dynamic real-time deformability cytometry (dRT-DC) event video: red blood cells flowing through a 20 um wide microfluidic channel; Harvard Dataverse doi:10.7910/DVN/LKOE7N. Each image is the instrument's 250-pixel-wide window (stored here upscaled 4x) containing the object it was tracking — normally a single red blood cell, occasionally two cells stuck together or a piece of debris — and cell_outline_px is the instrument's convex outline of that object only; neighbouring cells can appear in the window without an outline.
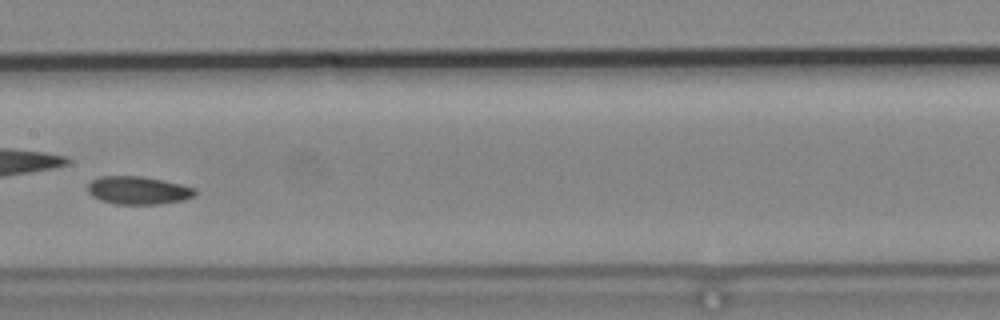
{"species": "common noctule bat (a hibernating species)", "species_latin": "Nyctalus noctula", "temperature_condition": "cold", "stored_images_in_passage": 7, "camera_frame_rate_fps": 3000, "um_per_image_px": 0.085, "animal": {"sex": "male", "body_mass_g": 19.2, "forearm_length_mm": 51.8}, "frame": {"image": 1, "passage_image": 5, "time_ms": 1.333, "image_size_px": [1000, 320], "cell_outline_px": [[196, 192], [192, 196], [184, 200], [160, 204], [116, 204], [100, 200], [92, 196], [88, 192], [88, 184], [92, 180], [100, 176], [140, 176], [180, 184], [196, 188]], "centroid_in_image_um": [11.72, 16.18], "position_along_channel_um": 195.7, "area_um2": 17.4}}
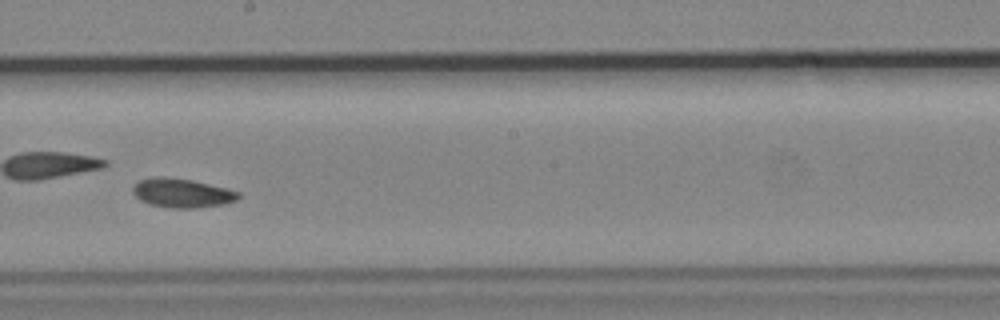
{"frame": {"image": 2, "passage_image": 6, "time_ms": 1.667, "image_size_px": [1000, 320], "cell_outline_px": [[240, 196], [236, 200], [220, 204], [196, 208], [168, 208], [148, 204], [140, 200], [132, 192], [132, 188], [140, 180], [152, 176], [168, 176], [192, 180], [240, 192]], "centroid_in_image_um": [15.41, 16.4], "position_along_channel_um": 232.8, "area_um2": 17.86}}
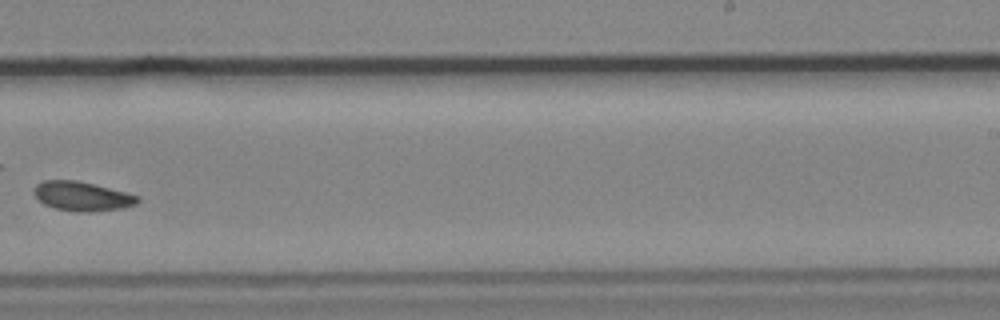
{"frame": {"image": 3, "passage_image": 7, "time_ms": 2.0, "image_size_px": [1000, 320], "cell_outline_px": [[140, 200], [136, 204], [124, 208], [92, 212], [76, 212], [56, 208], [44, 204], [32, 192], [36, 184], [44, 180], [76, 180], [140, 196]], "centroid_in_image_um": [6.98, 16.69], "position_along_channel_um": 282.0, "area_um2": 17.63}}